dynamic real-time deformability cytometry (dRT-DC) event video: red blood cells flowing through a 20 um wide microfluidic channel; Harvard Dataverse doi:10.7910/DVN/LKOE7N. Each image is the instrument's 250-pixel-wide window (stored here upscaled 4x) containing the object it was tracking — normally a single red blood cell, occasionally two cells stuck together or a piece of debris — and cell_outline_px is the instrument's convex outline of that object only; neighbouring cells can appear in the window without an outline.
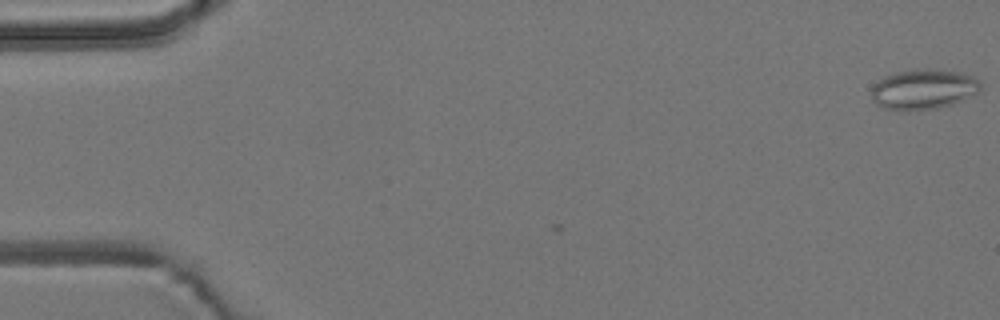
{"species": "common noctule bat (a hibernating species)", "species_latin": "Nyctalus noctula", "temperature_condition": "room temperature", "stored_images_in_passage": 3, "camera_frame_rate_fps": 3000, "um_per_image_px": 0.085, "animal": {"sex": "male", "body_mass_g": 19.2, "forearm_length_mm": 51.8}, "frame": {"image": 1, "passage_image": 1, "time_ms": 0.0, "image_size_px": [1000, 320], "cell_outline_px": [[980, 88], [976, 92], [952, 104], [936, 108], [908, 112], [884, 108], [876, 104], [872, 100], [872, 88], [876, 80], [884, 76], [896, 72], [916, 68], [928, 68], [960, 72], [972, 76], [980, 80]], "centroid_in_image_um": [78.43, 7.58], "position_along_channel_um": 6.6, "area_um2": 25.78}}